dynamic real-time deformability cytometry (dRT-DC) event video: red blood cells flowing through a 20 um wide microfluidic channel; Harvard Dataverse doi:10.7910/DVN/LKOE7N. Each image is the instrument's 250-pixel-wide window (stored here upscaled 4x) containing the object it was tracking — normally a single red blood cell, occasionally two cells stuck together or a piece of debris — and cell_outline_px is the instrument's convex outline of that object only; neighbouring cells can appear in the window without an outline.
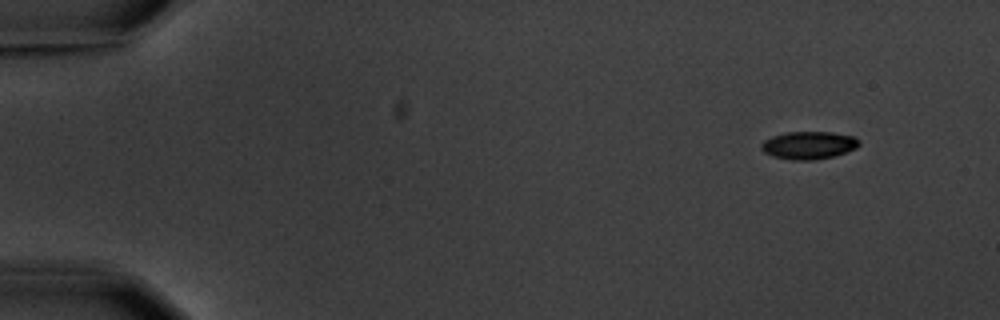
{"species": "common noctule bat (a hibernating species)", "species_latin": "Nyctalus noctula", "temperature_condition": "warm", "stored_images_in_passage": 6, "camera_frame_rate_fps": 3000, "um_per_image_px": 0.085, "animal": {"sex": "male", "body_mass_g": 20.1, "forearm_length_mm": 53.5}, "frame": {"image": 1, "passage_image": 1, "time_ms": 0.0, "image_size_px": [1000, 320], "cell_outline_px": [[860, 144], [856, 148], [832, 156], [816, 160], [792, 160], [772, 156], [764, 152], [760, 148], [760, 144], [764, 140], [772, 136], [784, 132], [832, 132], [852, 136], [860, 140]], "centroid_in_image_um": [68.7, 12.34], "position_along_channel_um": 16.3, "area_um2": 15.84}}
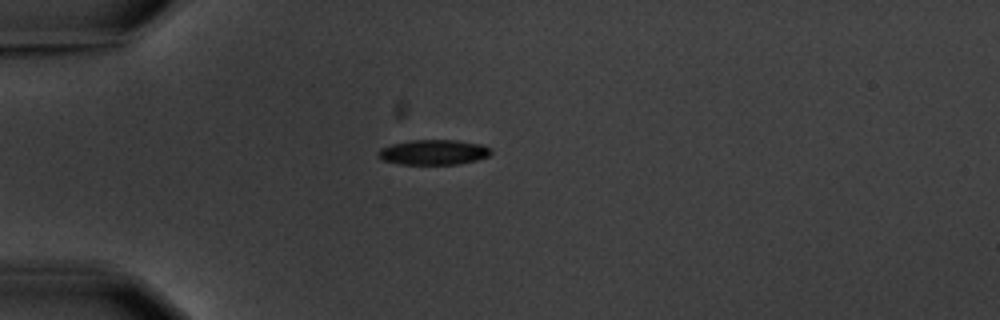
{"frame": {"image": 2, "passage_image": 4, "time_ms": 3.667, "image_size_px": [1000, 320], "cell_outline_px": [[492, 152], [488, 156], [476, 160], [456, 164], [400, 164], [384, 160], [376, 152], [380, 148], [392, 144], [412, 140], [456, 140], [480, 144], [492, 148]], "centroid_in_image_um": [36.86, 12.93], "position_along_channel_um": 48.1, "area_um2": 16.36}}
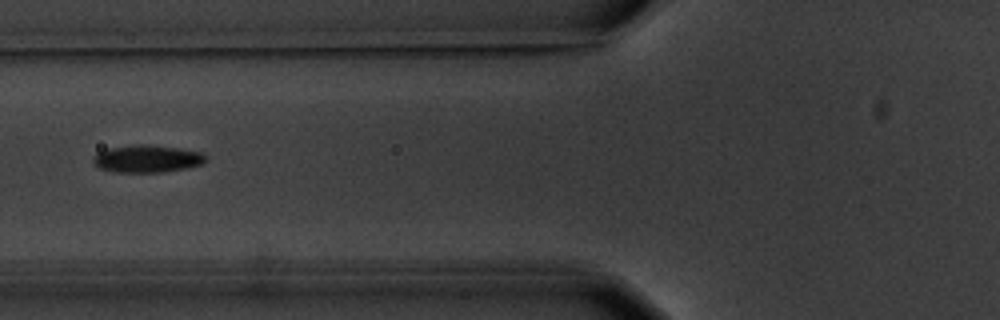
{"frame": {"image": 3, "passage_image": 6, "time_ms": 6.0, "image_size_px": [1000, 320], "cell_outline_px": [[208, 156], [204, 164], [188, 168], [160, 172], [116, 172], [100, 168], [92, 160], [92, 156], [108, 148], [136, 144], [140, 144], [180, 148], [200, 152]], "centroid_in_image_um": [12.54, 13.49], "position_along_channel_um": 113.3, "area_um2": 17.98}}